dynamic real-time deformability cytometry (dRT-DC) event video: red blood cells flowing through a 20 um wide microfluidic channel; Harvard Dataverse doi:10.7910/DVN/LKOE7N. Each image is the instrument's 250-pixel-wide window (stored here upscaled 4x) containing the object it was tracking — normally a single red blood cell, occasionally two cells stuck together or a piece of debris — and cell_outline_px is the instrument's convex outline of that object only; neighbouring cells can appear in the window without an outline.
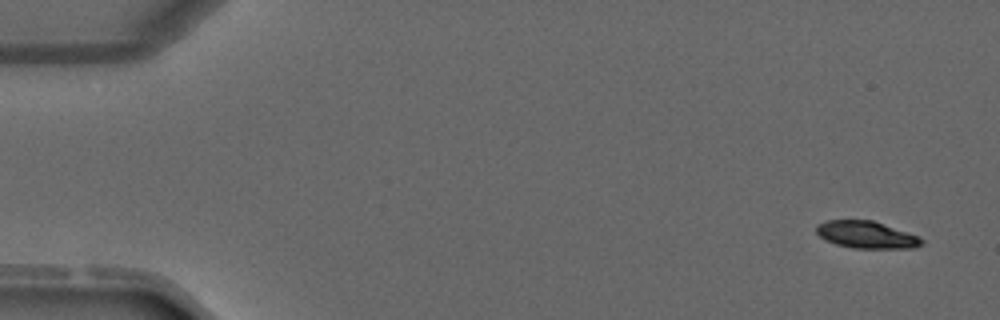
{"species": "common noctule bat (a hibernating species)", "species_latin": "Nyctalus noctula", "temperature_condition": "warm", "stored_images_in_passage": 5, "segment_of_instrument_passage": [2, 2], "camera_frame_rate_fps": 3000, "um_per_image_px": 0.085, "animal": {"sex": "male", "forearm_length_mm": 52.5}, "frame": {"image": 1, "passage_image": 5, "time_ms": 5.333, "image_size_px": [1000, 320], "cell_outline_px": [[924, 244], [916, 248], [852, 248], [836, 244], [824, 240], [816, 232], [816, 224], [828, 220], [872, 220], [920, 236], [924, 240]], "centroid_in_image_um": [73.67, 19.96], "position_along_channel_um": 11.3, "area_um2": 16.82}}